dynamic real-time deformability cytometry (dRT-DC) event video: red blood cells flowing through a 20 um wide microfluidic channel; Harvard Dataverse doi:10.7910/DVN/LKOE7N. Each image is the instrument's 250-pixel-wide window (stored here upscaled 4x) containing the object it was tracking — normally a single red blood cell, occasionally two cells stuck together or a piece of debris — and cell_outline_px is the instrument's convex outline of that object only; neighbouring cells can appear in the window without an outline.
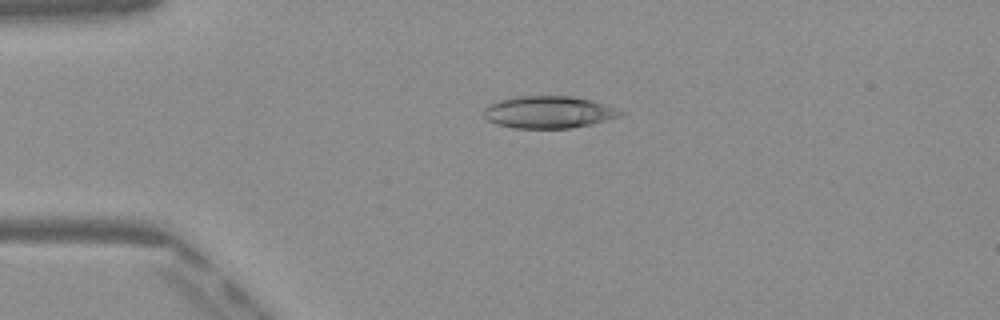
{"species": "Egyptian fruit bat (a non-hibernating species)", "species_latin": "Rousettus aegyptiacus", "temperature_condition": "warm", "stored_images_in_passage": 50, "camera_frame_rate_fps": 3000, "um_per_image_px": 0.085, "frame": {"image": 1, "passage_image": 12, "time_ms": 3.667, "image_size_px": [1000, 320], "cell_outline_px": [[624, 112], [620, 116], [572, 128], [516, 128], [496, 124], [488, 120], [484, 116], [484, 108], [488, 104], [500, 100], [520, 96], [572, 96], [588, 100]], "centroid_in_image_um": [46.54, 9.53], "position_along_channel_um": 38.5, "area_um2": 25.03}}
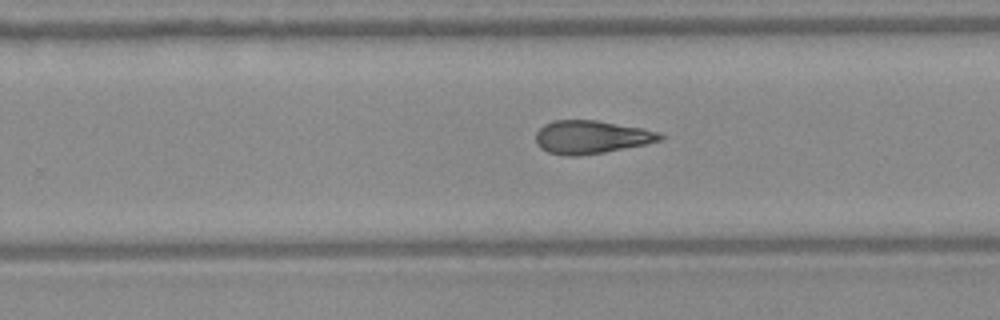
{"frame": {"image": 2, "passage_image": 32, "time_ms": 10.333, "image_size_px": [1000, 320], "cell_outline_px": [[664, 140], [604, 152], [576, 156], [568, 156], [548, 152], [540, 148], [536, 144], [536, 132], [544, 124], [552, 120], [596, 120], [644, 128], [660, 132], [664, 136]], "centroid_in_image_um": [50.26, 11.64], "position_along_channel_um": 279.5, "area_um2": 24.1}}
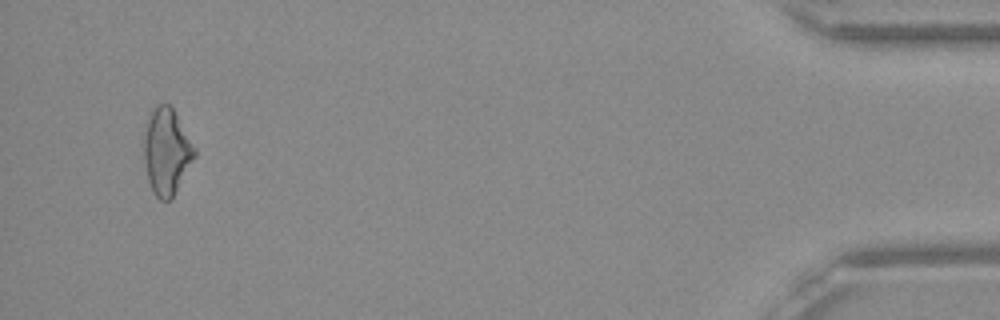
{"frame": {"image": 3, "passage_image": 48, "time_ms": 15.667, "image_size_px": [1000, 320], "cell_outline_px": [[196, 156], [172, 200], [160, 200], [152, 192], [148, 180], [144, 160], [144, 132], [148, 116], [156, 104], [168, 104], [172, 108], [196, 148]], "centroid_in_image_um": [14.16, 12.91], "position_along_channel_um": 421.0, "area_um2": 25.61}, "authors_computed_cell_mechanics": {"area_um2": 24.7962, "velocity_mm_per_s": 4.1066, "shape_relaxation_time_tau1_ms": null, "shape_relaxation_time_tau2_ms": 4.8095, "deformation_change_tau1": null, "deformation_change_tau2": 0.1682}}